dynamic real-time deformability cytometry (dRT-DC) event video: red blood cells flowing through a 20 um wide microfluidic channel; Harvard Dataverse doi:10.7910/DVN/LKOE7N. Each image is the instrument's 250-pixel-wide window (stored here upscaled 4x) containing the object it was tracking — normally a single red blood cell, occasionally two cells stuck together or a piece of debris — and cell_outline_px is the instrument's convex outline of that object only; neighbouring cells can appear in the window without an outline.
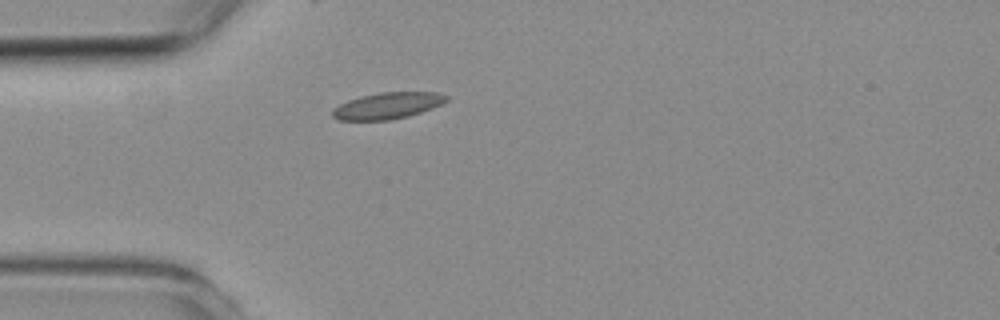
{"species": "common noctule bat (a hibernating species)", "species_latin": "Nyctalus noctula", "temperature_condition": "room temperature", "stored_images_in_passage": 1, "camera_frame_rate_fps": 3000, "um_per_image_px": 0.085, "animal": {"sex": "female", "body_mass_g": 19.3, "forearm_length_mm": 54.1}, "frame": {"image": 1, "passage_image": 1, "time_ms": 0.0, "image_size_px": [1000, 320], "cell_outline_px": [[448, 100], [432, 108], [408, 116], [388, 120], [340, 120], [332, 116], [332, 108], [348, 100], [360, 96], [380, 92], [436, 92], [448, 96]], "centroid_in_image_um": [32.92, 8.98], "position_along_channel_um": 52.1, "area_um2": 17.46}}